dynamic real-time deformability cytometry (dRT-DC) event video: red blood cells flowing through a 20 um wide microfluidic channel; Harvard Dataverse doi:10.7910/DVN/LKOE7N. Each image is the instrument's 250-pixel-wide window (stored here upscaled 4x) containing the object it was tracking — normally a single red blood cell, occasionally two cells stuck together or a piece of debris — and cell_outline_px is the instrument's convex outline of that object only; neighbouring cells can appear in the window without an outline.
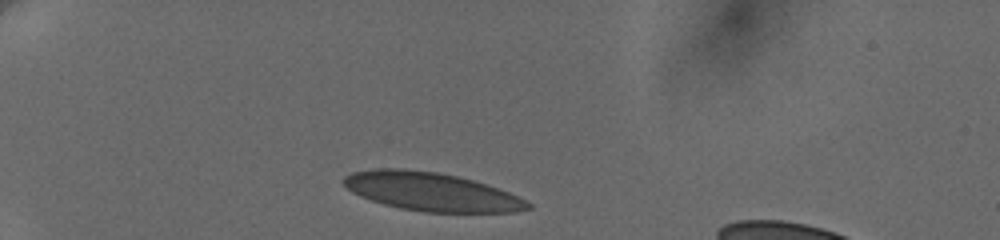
{"species": "human", "species_latin": "Homo sapiens", "temperature_condition": "cold", "stored_images_in_passage": 4, "camera_frame_rate_fps": 3000, "um_per_image_px": 0.085, "donor": {"sex": "female"}, "frame": {"image": 1, "passage_image": 1, "time_ms": 0.0, "image_size_px": [1000, 240], "cell_outline_px": [[532, 208], [516, 212], [424, 212], [400, 208], [384, 204], [360, 196], [352, 192], [340, 180], [344, 176], [352, 172], [376, 168], [404, 168], [436, 172], [456, 176], [472, 180], [508, 192], [532, 204]], "centroid_in_image_um": [36.62, 16.29], "position_along_channel_um": 48.4, "area_um2": 41.04}}
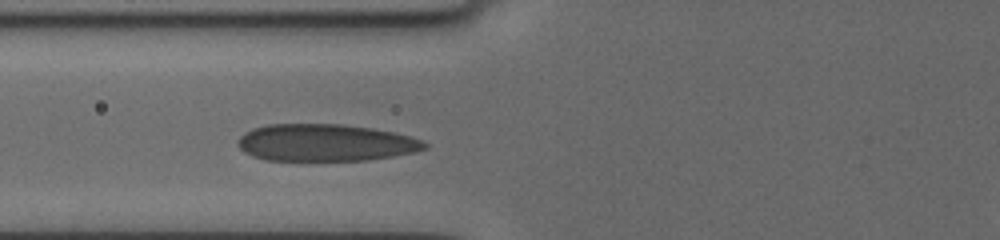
{"frame": {"image": 2, "passage_image": 4, "time_ms": 2.667, "image_size_px": [1000, 240], "cell_outline_px": [[428, 148], [416, 152], [368, 160], [264, 160], [252, 156], [244, 152], [236, 144], [236, 140], [244, 132], [252, 128], [268, 124], [340, 124], [372, 128], [392, 132], [408, 136], [420, 140], [428, 144]], "centroid_in_image_um": [27.61, 12.13], "position_along_channel_um": 98.2, "area_um2": 40.46}}